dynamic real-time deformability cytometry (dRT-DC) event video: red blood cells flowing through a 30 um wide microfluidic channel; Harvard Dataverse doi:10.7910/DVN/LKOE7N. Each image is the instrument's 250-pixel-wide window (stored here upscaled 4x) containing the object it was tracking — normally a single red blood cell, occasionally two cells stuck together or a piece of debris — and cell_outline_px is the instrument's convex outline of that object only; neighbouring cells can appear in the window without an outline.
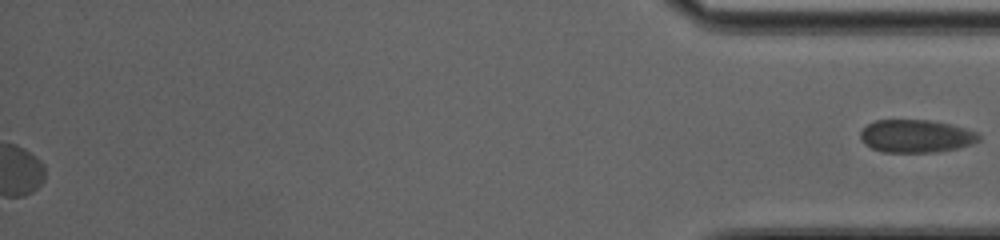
{"species": "common noctule bat (a hibernating species)", "species_latin": "Nyctalus noctula", "temperature_condition": "cold", "stored_images_in_passage": 44, "segment_of_instrument_passage": [2, 2], "camera_frame_rate_fps": 3000, "um_per_image_px": 0.085, "animal": {"sex": "female", "body_mass_g": 20.0, "forearm_length_mm": 54.0}, "frame": {"image": 1, "passage_image": 44, "time_ms": 14.333, "image_size_px": [1000, 240], "cell_outline_px": [[980, 140], [972, 144], [956, 148], [936, 152], [884, 152], [872, 148], [864, 144], [860, 140], [860, 132], [868, 124], [876, 120], [928, 120], [948, 124], [964, 128], [976, 132], [980, 136]], "centroid_in_image_um": [77.84, 11.57], "position_along_channel_um": 357.4, "area_um2": 22.54}}